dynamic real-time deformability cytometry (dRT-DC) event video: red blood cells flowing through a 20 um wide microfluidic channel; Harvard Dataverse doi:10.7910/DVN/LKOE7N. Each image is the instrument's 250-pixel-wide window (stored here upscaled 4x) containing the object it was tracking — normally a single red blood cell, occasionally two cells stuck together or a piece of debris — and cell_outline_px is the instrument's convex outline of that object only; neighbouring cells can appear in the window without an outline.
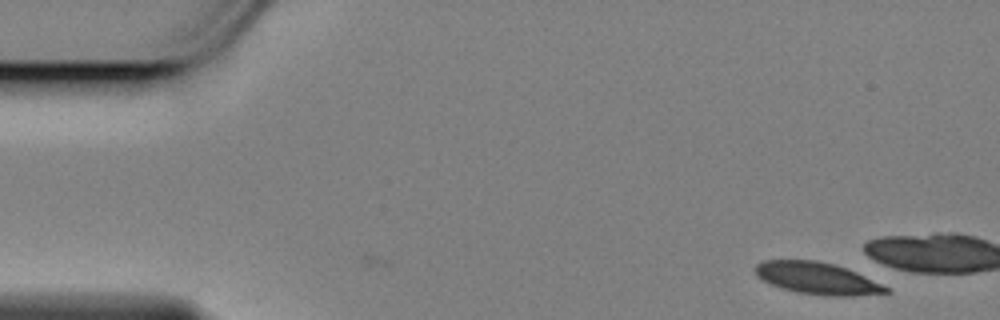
{"species": "Egyptian fruit bat (a non-hibernating species)", "species_latin": "Rousettus aegyptiacus", "temperature_condition": "cold", "stored_images_in_passage": 4, "camera_frame_rate_fps": 3000, "um_per_image_px": 0.085, "animal": {"sex": "female"}, "frame": {"image": 1, "passage_image": 4, "time_ms": 1.0, "image_size_px": [1000, 320], "cell_outline_px": [[888, 292], [852, 296], [824, 296], [796, 292], [780, 288], [756, 276], [752, 268], [756, 264], [764, 260], [816, 260], [832, 264], [856, 272], [888, 288]], "centroid_in_image_um": [69.37, 23.65], "position_along_channel_um": 15.6, "area_um2": 24.1}}